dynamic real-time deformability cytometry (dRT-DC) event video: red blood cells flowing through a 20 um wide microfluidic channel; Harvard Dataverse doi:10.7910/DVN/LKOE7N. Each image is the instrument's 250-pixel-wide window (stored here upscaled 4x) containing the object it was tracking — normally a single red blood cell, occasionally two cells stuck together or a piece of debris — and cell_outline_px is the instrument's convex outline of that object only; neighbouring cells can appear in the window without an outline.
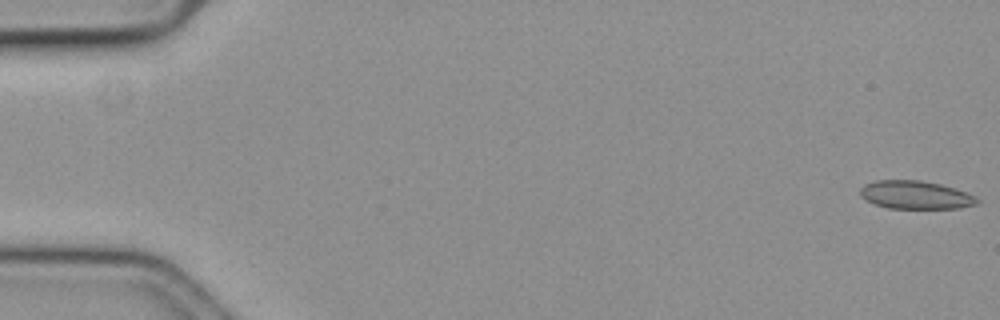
{"species": "common noctule bat (a hibernating species)", "species_latin": "Nyctalus noctula", "temperature_condition": "cold", "stored_images_in_passage": 8, "camera_frame_rate_fps": 3000, "um_per_image_px": 0.085, "animal": {"sex": "female", "body_mass_g": 19.3, "forearm_length_mm": 54.1}, "frame": {"image": 1, "passage_image": 1, "time_ms": 0.0, "image_size_px": [1000, 320], "cell_outline_px": [[980, 204], [960, 208], [888, 208], [876, 204], [860, 196], [860, 188], [864, 184], [876, 180], [920, 180], [940, 184], [956, 188], [968, 192], [976, 196], [980, 200]], "centroid_in_image_um": [77.88, 16.56], "position_along_channel_um": 7.1, "area_um2": 19.36}}